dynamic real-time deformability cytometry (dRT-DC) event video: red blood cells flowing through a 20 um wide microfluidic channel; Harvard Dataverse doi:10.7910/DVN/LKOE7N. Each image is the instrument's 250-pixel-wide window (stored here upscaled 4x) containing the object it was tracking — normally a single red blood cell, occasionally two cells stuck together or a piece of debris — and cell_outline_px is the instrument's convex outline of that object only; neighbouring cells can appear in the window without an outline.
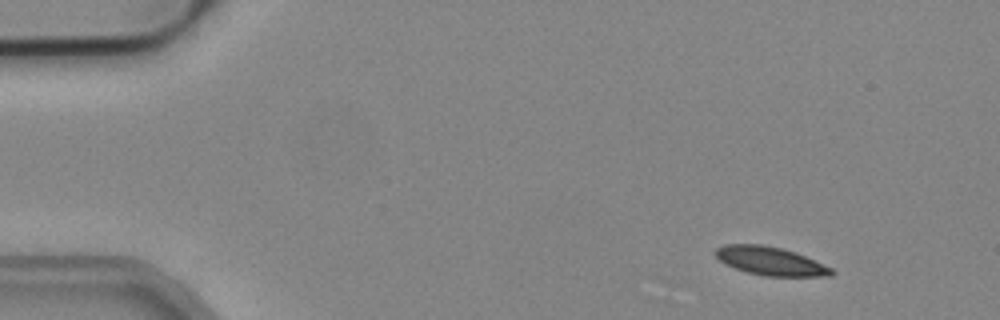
{"species": "common noctule bat (a hibernating species)", "species_latin": "Nyctalus noctula", "temperature_condition": "cold", "stored_images_in_passage": 49, "camera_frame_rate_fps": 3000, "um_per_image_px": 0.085, "animal": {"sex": "male", "body_mass_g": 19.2, "forearm_length_mm": 51.8}, "frame": {"image": 1, "passage_image": 1, "time_ms": 0.0, "image_size_px": [1000, 320], "cell_outline_px": [[836, 272], [832, 276], [764, 276], [748, 272], [724, 264], [712, 252], [716, 248], [724, 244], [764, 244], [796, 252], [832, 268]], "centroid_in_image_um": [65.47, 22.18], "position_along_channel_um": 19.5, "area_um2": 19.31}}
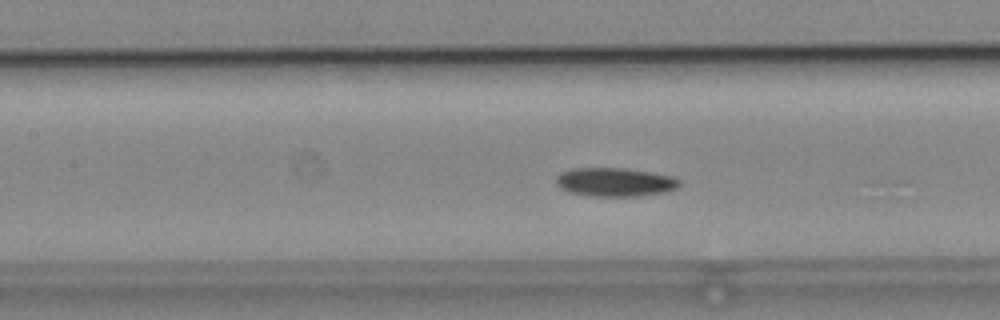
{"frame": {"image": 2, "passage_image": 19, "time_ms": 6.0, "image_size_px": [1000, 320], "cell_outline_px": [[680, 184], [676, 188], [664, 192], [636, 196], [592, 196], [568, 192], [560, 188], [556, 184], [556, 176], [560, 172], [572, 168], [624, 168], [652, 172], [672, 176], [680, 180]], "centroid_in_image_um": [52.24, 15.47], "position_along_channel_um": 155.2, "area_um2": 20.69}}
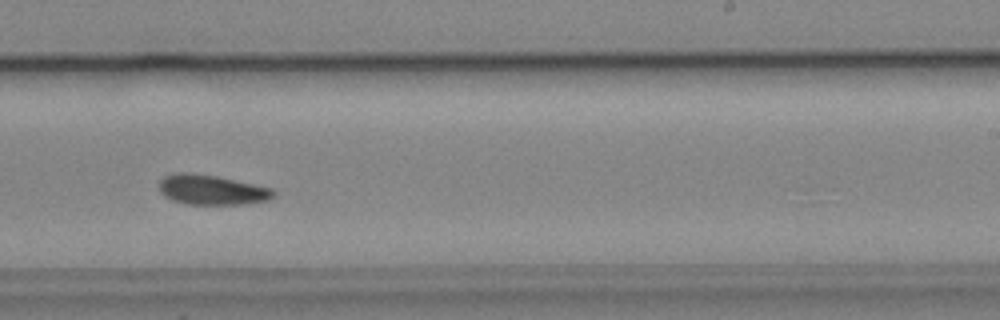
{"frame": {"image": 3, "passage_image": 28, "time_ms": 9.0, "image_size_px": [1000, 320], "cell_outline_px": [[276, 196], [268, 200], [244, 204], [184, 204], [172, 200], [164, 196], [160, 192], [160, 180], [164, 176], [172, 172], [192, 172], [216, 176], [272, 188], [276, 192]], "centroid_in_image_um": [17.98, 16.13], "position_along_channel_um": 271.0, "area_um2": 20.11}, "authors_computed_cell_mechanics": {"area_um2": 19.8254, "velocity_mm_per_s": 3.8806, "shape_relaxation_time_tau1_ms": 8.8907, "shape_relaxation_time_tau2_ms": 4.8582, "deformation_change_tau1": 0.1265, "deformation_change_tau2": 0.1144}}